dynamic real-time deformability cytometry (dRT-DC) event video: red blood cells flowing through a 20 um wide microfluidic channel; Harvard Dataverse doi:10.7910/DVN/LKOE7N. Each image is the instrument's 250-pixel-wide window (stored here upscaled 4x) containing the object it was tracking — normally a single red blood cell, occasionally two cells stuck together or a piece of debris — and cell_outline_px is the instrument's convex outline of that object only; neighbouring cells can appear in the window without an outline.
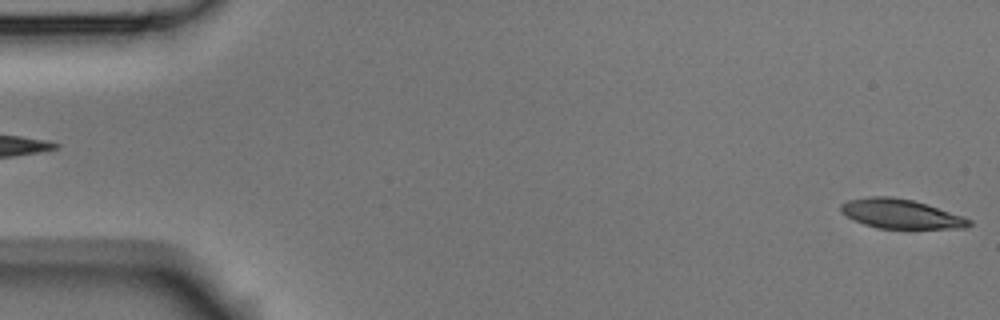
{"species": "Egyptian fruit bat (a non-hibernating species)", "species_latin": "Rousettus aegyptiacus", "temperature_condition": "room temperature", "stored_images_in_passage": 4, "segment_of_instrument_passage": [2, 2], "camera_frame_rate_fps": 3000, "um_per_image_px": 0.085, "animal": {"sex": "male"}, "frame": {"image": 1, "passage_image": 4, "time_ms": 1.0, "image_size_px": [1000, 320], "cell_outline_px": [[972, 224], [968, 228], [876, 228], [864, 224], [840, 212], [840, 204], [848, 200], [868, 196], [892, 196], [912, 200], [964, 216], [972, 220]], "centroid_in_image_um": [76.57, 18.17], "position_along_channel_um": 8.4, "area_um2": 21.85}}